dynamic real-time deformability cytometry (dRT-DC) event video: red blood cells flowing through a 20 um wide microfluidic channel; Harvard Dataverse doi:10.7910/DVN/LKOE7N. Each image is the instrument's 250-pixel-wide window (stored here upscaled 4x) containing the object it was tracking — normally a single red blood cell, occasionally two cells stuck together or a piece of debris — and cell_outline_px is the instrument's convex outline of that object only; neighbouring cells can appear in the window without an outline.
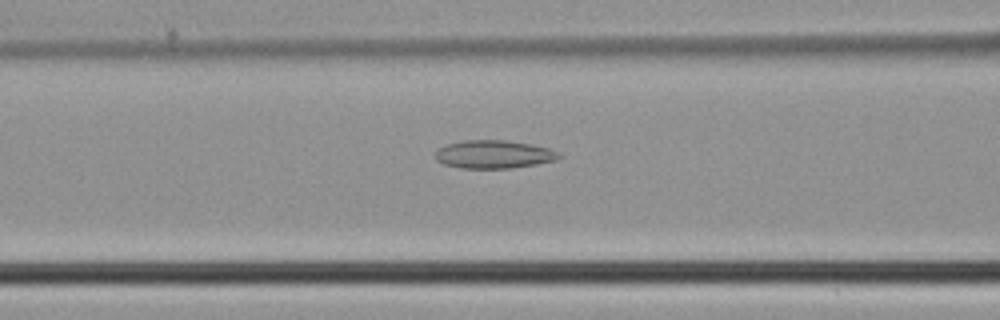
{"species": "common noctule bat (a hibernating species)", "species_latin": "Nyctalus noctula", "temperature_condition": "cold", "stored_images_in_passage": 32, "camera_frame_rate_fps": 3000, "um_per_image_px": 0.085, "animal": {"sex": "male", "body_mass_g": 21.5, "forearm_length_mm": 52.0}, "frame": {"image": 1, "passage_image": 10, "time_ms": 3.0, "image_size_px": [1000, 320], "cell_outline_px": [[564, 156], [556, 160], [536, 164], [512, 168], [460, 168], [444, 164], [436, 160], [436, 152], [440, 148], [448, 144], [464, 140], [504, 140], [532, 144], [548, 148], [560, 152]], "centroid_in_image_um": [42.02, 13.12], "position_along_channel_um": 124.6, "area_um2": 20.29}}
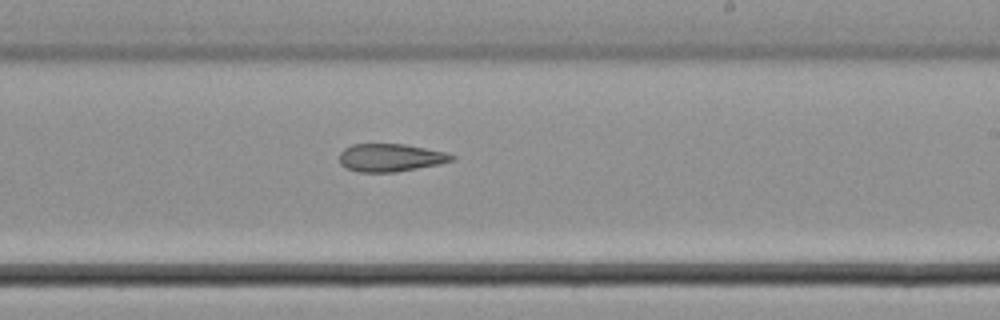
{"frame": {"image": 2, "passage_image": 19, "time_ms": 6.0, "image_size_px": [1000, 320], "cell_outline_px": [[456, 156], [452, 160], [440, 164], [396, 172], [360, 172], [348, 168], [340, 164], [340, 152], [344, 148], [352, 144], [404, 144], [444, 152]], "centroid_in_image_um": [33.17, 13.4], "position_along_channel_um": 255.8, "area_um2": 18.09}}
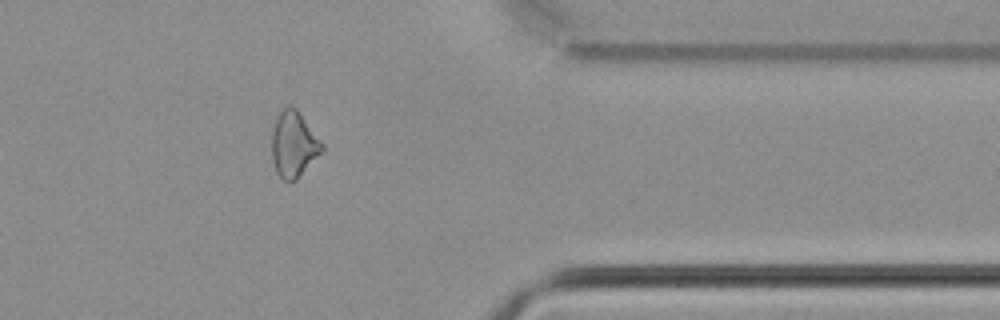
{"frame": {"image": 3, "passage_image": 29, "time_ms": 9.333, "image_size_px": [1000, 320], "cell_outline_px": [[324, 152], [296, 180], [284, 180], [276, 172], [272, 160], [272, 132], [276, 116], [288, 104], [296, 108], [324, 144]], "centroid_in_image_um": [24.98, 12.27], "position_along_channel_um": 386.4, "area_um2": 19.42}}